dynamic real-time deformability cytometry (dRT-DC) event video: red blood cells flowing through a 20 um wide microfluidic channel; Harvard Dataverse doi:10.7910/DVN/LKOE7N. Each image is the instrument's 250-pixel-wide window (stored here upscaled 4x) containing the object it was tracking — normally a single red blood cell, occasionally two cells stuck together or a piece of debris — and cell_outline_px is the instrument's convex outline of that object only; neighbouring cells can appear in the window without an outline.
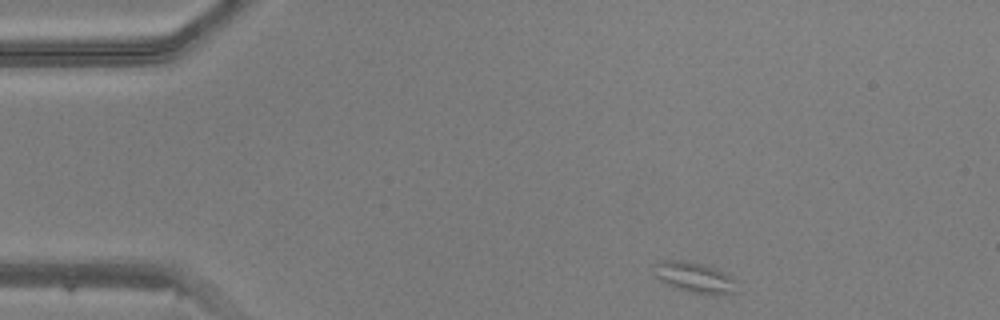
{"species": "common noctule bat (a hibernating species)", "species_latin": "Nyctalus noctula", "temperature_condition": "warm", "stored_images_in_passage": 42, "camera_frame_rate_fps": 3000, "um_per_image_px": 0.085, "animal": {"sex": "male", "body_mass_g": 20.5, "forearm_length_mm": 52.5}, "frame": {"image": 1, "passage_image": 1, "time_ms": 0.0, "image_size_px": [1000, 320], "cell_outline_px": [[740, 292], [720, 296], [716, 296], [692, 292], [676, 288], [660, 280], [656, 276], [652, 264], [664, 260], [684, 260], [716, 268], [732, 276], [736, 280]], "centroid_in_image_um": [59.13, 23.61], "position_along_channel_um": 25.9, "area_um2": 15.14}}
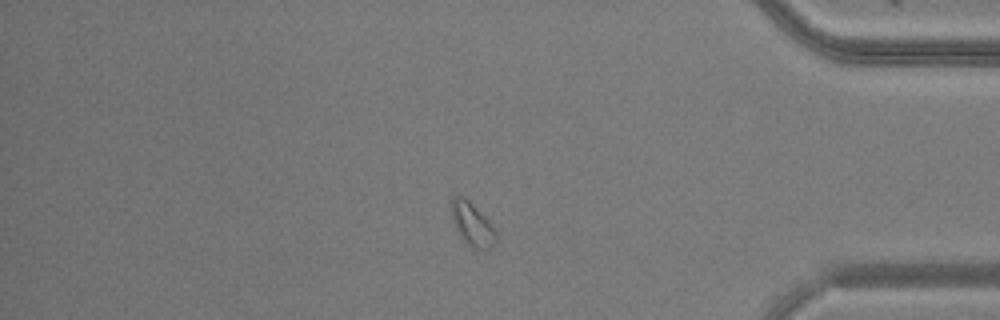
{"frame": {"image": 2, "passage_image": 35, "time_ms": 11.333, "image_size_px": [1000, 320], "cell_outline_px": [[500, 240], [492, 248], [484, 252], [476, 248], [464, 240], [456, 232], [452, 220], [452, 196], [464, 196], [488, 220], [496, 232]], "centroid_in_image_um": [40.19, 19.11], "position_along_channel_um": 395.0, "area_um2": 11.39}}